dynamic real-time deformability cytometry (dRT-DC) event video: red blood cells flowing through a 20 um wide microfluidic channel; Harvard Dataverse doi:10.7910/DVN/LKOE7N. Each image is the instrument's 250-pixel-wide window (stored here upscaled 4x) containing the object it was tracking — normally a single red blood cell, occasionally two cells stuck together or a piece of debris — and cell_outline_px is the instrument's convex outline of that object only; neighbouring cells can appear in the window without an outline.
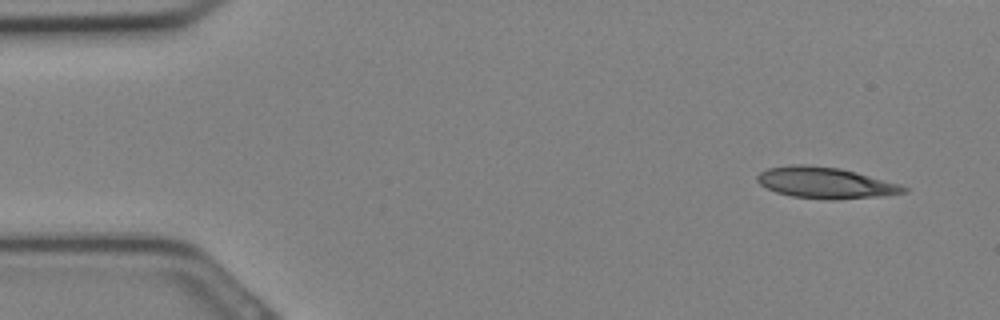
{"species": "Egyptian fruit bat (a non-hibernating species)", "species_latin": "Rousettus aegyptiacus", "temperature_condition": "cold", "stored_images_in_passage": 19, "camera_frame_rate_fps": 3000, "um_per_image_px": 0.085, "animal": {"sex": "female"}, "frame": {"image": 1, "passage_image": 1, "time_ms": 0.0, "image_size_px": [1000, 320], "cell_outline_px": [[908, 192], [884, 196], [836, 200], [828, 200], [792, 196], [776, 192], [760, 184], [756, 180], [756, 176], [760, 172], [768, 168], [792, 164], [804, 164], [840, 168], [856, 172], [900, 184], [908, 188]], "centroid_in_image_um": [70.18, 15.54], "position_along_channel_um": 14.8, "area_um2": 26.76}}
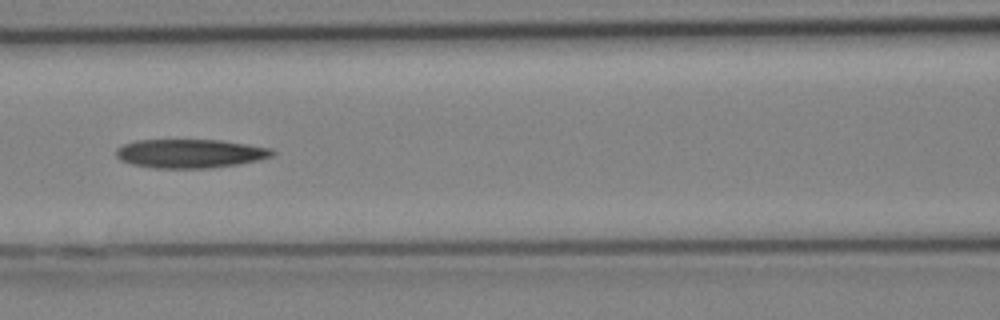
{"frame": {"image": 2, "passage_image": 12, "time_ms": 3.667, "image_size_px": [1000, 320], "cell_outline_px": [[276, 152], [272, 156], [256, 160], [236, 164], [208, 168], [152, 168], [132, 164], [120, 160], [116, 156], [116, 148], [124, 144], [136, 140], [220, 140], [272, 148]], "centroid_in_image_um": [16.13, 13.04], "position_along_channel_um": 150.5, "area_um2": 26.13}}
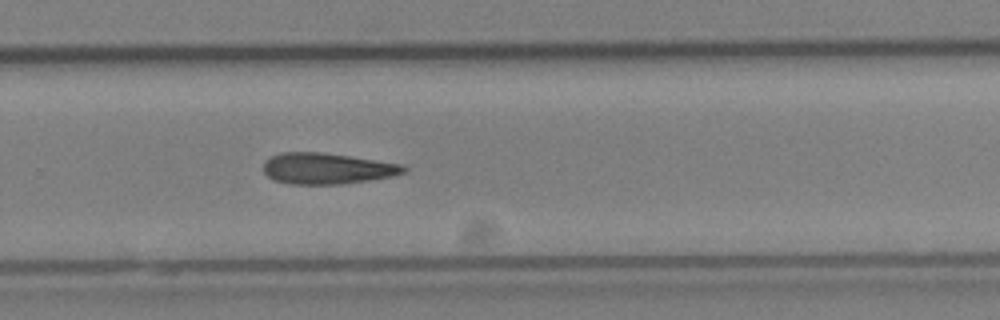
{"frame": {"image": 3, "passage_image": 19, "time_ms": 6.0, "image_size_px": [1000, 320], "cell_outline_px": [[408, 168], [404, 172], [392, 176], [368, 180], [340, 184], [292, 184], [276, 180], [268, 176], [264, 172], [264, 160], [280, 152], [320, 152], [404, 164]], "centroid_in_image_um": [27.8, 14.31], "position_along_channel_um": 302.0, "area_um2": 25.2}}